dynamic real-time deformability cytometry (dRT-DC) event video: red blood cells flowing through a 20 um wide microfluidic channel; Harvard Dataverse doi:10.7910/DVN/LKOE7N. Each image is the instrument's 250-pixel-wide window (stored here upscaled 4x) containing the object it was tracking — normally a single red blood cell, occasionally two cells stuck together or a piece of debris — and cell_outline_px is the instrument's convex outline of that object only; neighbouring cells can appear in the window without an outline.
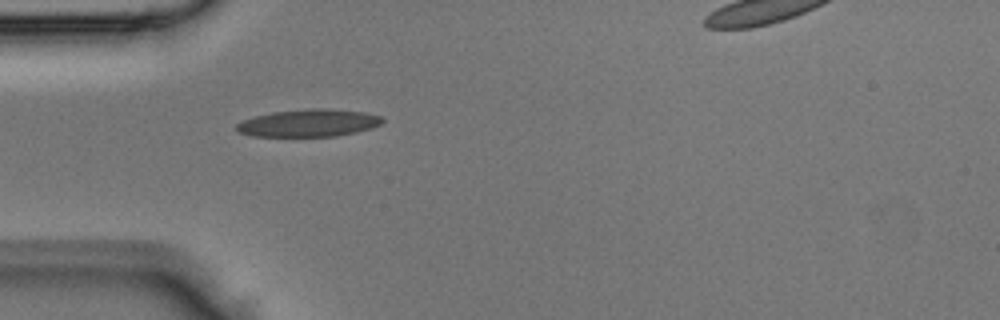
{"species": "Egyptian fruit bat (a non-hibernating species)", "species_latin": "Rousettus aegyptiacus", "temperature_condition": "room temperature", "stored_images_in_passage": 2, "segment_of_instrument_passage": [1, 2], "camera_frame_rate_fps": 3000, "um_per_image_px": 0.085, "animal": {"sex": "male"}, "frame": {"image": 1, "passage_image": 1, "time_ms": 0.0, "image_size_px": [1000, 320], "cell_outline_px": [[384, 120], [380, 124], [372, 128], [356, 132], [336, 136], [252, 136], [236, 132], [236, 124], [244, 120], [256, 116], [272, 112], [312, 108], [320, 108], [368, 112], [384, 116]], "centroid_in_image_um": [26.28, 10.45], "position_along_channel_um": 58.7, "area_um2": 23.41}}